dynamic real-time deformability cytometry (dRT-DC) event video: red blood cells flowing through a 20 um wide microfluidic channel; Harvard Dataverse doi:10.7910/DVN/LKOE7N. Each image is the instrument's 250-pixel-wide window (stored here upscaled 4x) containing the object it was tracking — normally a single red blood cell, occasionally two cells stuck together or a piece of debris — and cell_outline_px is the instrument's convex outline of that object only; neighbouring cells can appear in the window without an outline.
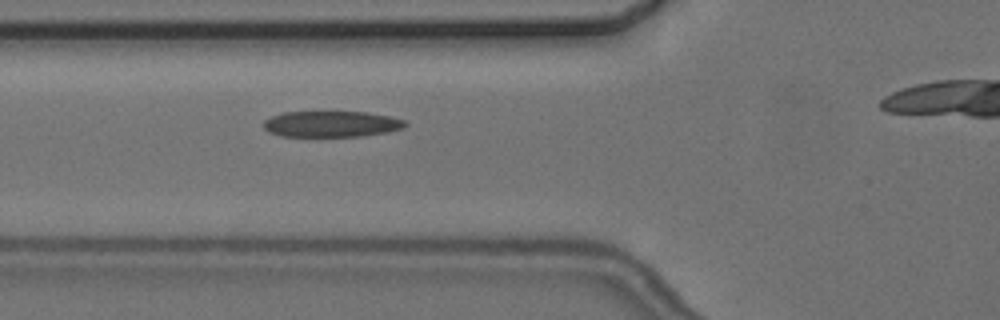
{"species": "common noctule bat (a hibernating species)", "species_latin": "Nyctalus noctula", "temperature_condition": "cold", "stored_images_in_passage": 4, "camera_frame_rate_fps": 3000, "um_per_image_px": 0.085, "animal": {"sex": "female", "body_mass_g": 24.6, "forearm_length_mm": 56.2}, "frame": {"image": 1, "passage_image": 3, "time_ms": 3.0, "image_size_px": [1000, 320], "cell_outline_px": [[408, 124], [404, 128], [388, 132], [360, 136], [280, 136], [268, 132], [264, 128], [264, 120], [272, 116], [284, 112], [368, 112], [388, 116], [404, 120]], "centroid_in_image_um": [28.17, 10.54], "position_along_channel_um": 97.6, "area_um2": 21.44}}